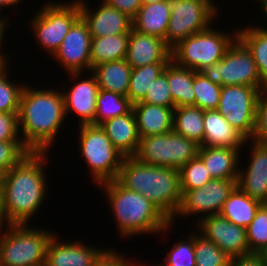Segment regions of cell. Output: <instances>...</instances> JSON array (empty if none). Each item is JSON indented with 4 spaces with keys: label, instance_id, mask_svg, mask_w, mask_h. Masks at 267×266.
Instances as JSON below:
<instances>
[{
    "label": "cell",
    "instance_id": "83f0119b",
    "mask_svg": "<svg viewBox=\"0 0 267 266\" xmlns=\"http://www.w3.org/2000/svg\"><path fill=\"white\" fill-rule=\"evenodd\" d=\"M129 33L92 37L90 48L91 70L104 62L123 60L128 49Z\"/></svg>",
    "mask_w": 267,
    "mask_h": 266
},
{
    "label": "cell",
    "instance_id": "8fae6325",
    "mask_svg": "<svg viewBox=\"0 0 267 266\" xmlns=\"http://www.w3.org/2000/svg\"><path fill=\"white\" fill-rule=\"evenodd\" d=\"M199 145L173 130L160 135L141 137L136 157L159 167L180 169L198 154Z\"/></svg>",
    "mask_w": 267,
    "mask_h": 266
},
{
    "label": "cell",
    "instance_id": "ba28073f",
    "mask_svg": "<svg viewBox=\"0 0 267 266\" xmlns=\"http://www.w3.org/2000/svg\"><path fill=\"white\" fill-rule=\"evenodd\" d=\"M43 5L29 19L28 28L36 43L51 56L61 45L72 24L80 17L78 0L43 1Z\"/></svg>",
    "mask_w": 267,
    "mask_h": 266
},
{
    "label": "cell",
    "instance_id": "d6986e66",
    "mask_svg": "<svg viewBox=\"0 0 267 266\" xmlns=\"http://www.w3.org/2000/svg\"><path fill=\"white\" fill-rule=\"evenodd\" d=\"M78 240H61L55 233L49 241L44 266H94L107 248L85 245Z\"/></svg>",
    "mask_w": 267,
    "mask_h": 266
},
{
    "label": "cell",
    "instance_id": "30bf717a",
    "mask_svg": "<svg viewBox=\"0 0 267 266\" xmlns=\"http://www.w3.org/2000/svg\"><path fill=\"white\" fill-rule=\"evenodd\" d=\"M211 82L220 86L246 85L265 89L260 75L247 47L236 38L227 48L223 58L200 71Z\"/></svg>",
    "mask_w": 267,
    "mask_h": 266
},
{
    "label": "cell",
    "instance_id": "277c9868",
    "mask_svg": "<svg viewBox=\"0 0 267 266\" xmlns=\"http://www.w3.org/2000/svg\"><path fill=\"white\" fill-rule=\"evenodd\" d=\"M116 181L124 188L144 195L170 220L181 204L178 169L146 164L134 156L125 157Z\"/></svg>",
    "mask_w": 267,
    "mask_h": 266
},
{
    "label": "cell",
    "instance_id": "7bdbcfd3",
    "mask_svg": "<svg viewBox=\"0 0 267 266\" xmlns=\"http://www.w3.org/2000/svg\"><path fill=\"white\" fill-rule=\"evenodd\" d=\"M112 248V249H111ZM107 248L100 257L95 261L94 266H143L144 264L137 261V258L134 257V260L124 252H118V249L113 247ZM131 259V260H130ZM133 259V260H132ZM137 261V262H136Z\"/></svg>",
    "mask_w": 267,
    "mask_h": 266
},
{
    "label": "cell",
    "instance_id": "9a60e30c",
    "mask_svg": "<svg viewBox=\"0 0 267 266\" xmlns=\"http://www.w3.org/2000/svg\"><path fill=\"white\" fill-rule=\"evenodd\" d=\"M91 34L80 16L70 27L61 45L51 56L66 74L91 71ZM54 57V58H53Z\"/></svg>",
    "mask_w": 267,
    "mask_h": 266
},
{
    "label": "cell",
    "instance_id": "836d02e7",
    "mask_svg": "<svg viewBox=\"0 0 267 266\" xmlns=\"http://www.w3.org/2000/svg\"><path fill=\"white\" fill-rule=\"evenodd\" d=\"M10 58L5 62L0 64V112L1 113H18L20 98L22 90L25 86V82L11 81L12 76L9 71L12 69L9 68ZM23 82V83H22Z\"/></svg>",
    "mask_w": 267,
    "mask_h": 266
},
{
    "label": "cell",
    "instance_id": "d6a6232c",
    "mask_svg": "<svg viewBox=\"0 0 267 266\" xmlns=\"http://www.w3.org/2000/svg\"><path fill=\"white\" fill-rule=\"evenodd\" d=\"M168 63H155L132 68L127 97L135 104L146 96L149 87L164 72Z\"/></svg>",
    "mask_w": 267,
    "mask_h": 266
},
{
    "label": "cell",
    "instance_id": "484cf974",
    "mask_svg": "<svg viewBox=\"0 0 267 266\" xmlns=\"http://www.w3.org/2000/svg\"><path fill=\"white\" fill-rule=\"evenodd\" d=\"M91 72L96 77L99 89L127 97L132 67L125 59L98 64Z\"/></svg>",
    "mask_w": 267,
    "mask_h": 266
},
{
    "label": "cell",
    "instance_id": "d4e9b609",
    "mask_svg": "<svg viewBox=\"0 0 267 266\" xmlns=\"http://www.w3.org/2000/svg\"><path fill=\"white\" fill-rule=\"evenodd\" d=\"M170 15L171 9L168 0L142 4L137 15L133 18V29L165 40Z\"/></svg>",
    "mask_w": 267,
    "mask_h": 266
},
{
    "label": "cell",
    "instance_id": "5bb4252c",
    "mask_svg": "<svg viewBox=\"0 0 267 266\" xmlns=\"http://www.w3.org/2000/svg\"><path fill=\"white\" fill-rule=\"evenodd\" d=\"M87 73L88 75L86 72L68 73L67 77L71 78L68 79L72 80L68 83L74 84L67 86L68 89L64 88L65 91L62 92L66 117L70 119L68 116L76 115L78 126L94 125L96 100L100 90L94 74L91 71Z\"/></svg>",
    "mask_w": 267,
    "mask_h": 266
},
{
    "label": "cell",
    "instance_id": "bcb514c9",
    "mask_svg": "<svg viewBox=\"0 0 267 266\" xmlns=\"http://www.w3.org/2000/svg\"><path fill=\"white\" fill-rule=\"evenodd\" d=\"M230 266H266L258 253L232 257Z\"/></svg>",
    "mask_w": 267,
    "mask_h": 266
},
{
    "label": "cell",
    "instance_id": "603a6c76",
    "mask_svg": "<svg viewBox=\"0 0 267 266\" xmlns=\"http://www.w3.org/2000/svg\"><path fill=\"white\" fill-rule=\"evenodd\" d=\"M202 146L243 148L246 139L216 109L203 110Z\"/></svg>",
    "mask_w": 267,
    "mask_h": 266
},
{
    "label": "cell",
    "instance_id": "ac0fdd59",
    "mask_svg": "<svg viewBox=\"0 0 267 266\" xmlns=\"http://www.w3.org/2000/svg\"><path fill=\"white\" fill-rule=\"evenodd\" d=\"M86 0H78L80 16L86 22L91 37L130 33L133 19L102 0L96 8ZM90 6V7H89ZM93 7V9H91ZM95 9V10H94Z\"/></svg>",
    "mask_w": 267,
    "mask_h": 266
},
{
    "label": "cell",
    "instance_id": "d590c367",
    "mask_svg": "<svg viewBox=\"0 0 267 266\" xmlns=\"http://www.w3.org/2000/svg\"><path fill=\"white\" fill-rule=\"evenodd\" d=\"M195 107L201 110L217 109L222 86L211 82L200 71L193 70Z\"/></svg>",
    "mask_w": 267,
    "mask_h": 266
},
{
    "label": "cell",
    "instance_id": "5b68a950",
    "mask_svg": "<svg viewBox=\"0 0 267 266\" xmlns=\"http://www.w3.org/2000/svg\"><path fill=\"white\" fill-rule=\"evenodd\" d=\"M31 225L8 224L0 229V266H44L55 230Z\"/></svg>",
    "mask_w": 267,
    "mask_h": 266
},
{
    "label": "cell",
    "instance_id": "8d00e7d4",
    "mask_svg": "<svg viewBox=\"0 0 267 266\" xmlns=\"http://www.w3.org/2000/svg\"><path fill=\"white\" fill-rule=\"evenodd\" d=\"M174 243L164 257L162 263H153L151 266H196L194 251V231L187 233ZM187 237V238H186ZM183 238V239H182Z\"/></svg>",
    "mask_w": 267,
    "mask_h": 266
},
{
    "label": "cell",
    "instance_id": "2e32d148",
    "mask_svg": "<svg viewBox=\"0 0 267 266\" xmlns=\"http://www.w3.org/2000/svg\"><path fill=\"white\" fill-rule=\"evenodd\" d=\"M248 142L251 146H248L250 150L240 152L237 186L252 199L267 204V142L253 139H249ZM243 152L249 153L246 155V158L248 156L250 158L247 160L249 161L247 165L244 162L241 164V158H245L242 156ZM244 164L246 167L243 166Z\"/></svg>",
    "mask_w": 267,
    "mask_h": 266
},
{
    "label": "cell",
    "instance_id": "52a82bcc",
    "mask_svg": "<svg viewBox=\"0 0 267 266\" xmlns=\"http://www.w3.org/2000/svg\"><path fill=\"white\" fill-rule=\"evenodd\" d=\"M213 27L211 25L180 42L171 50V60L180 67L194 71H201L220 61L237 38L238 27L225 32L222 28L220 31Z\"/></svg>",
    "mask_w": 267,
    "mask_h": 266
},
{
    "label": "cell",
    "instance_id": "ab89813d",
    "mask_svg": "<svg viewBox=\"0 0 267 266\" xmlns=\"http://www.w3.org/2000/svg\"><path fill=\"white\" fill-rule=\"evenodd\" d=\"M30 153L22 140L0 142V174L3 175L11 170Z\"/></svg>",
    "mask_w": 267,
    "mask_h": 266
},
{
    "label": "cell",
    "instance_id": "7a4b0ae2",
    "mask_svg": "<svg viewBox=\"0 0 267 266\" xmlns=\"http://www.w3.org/2000/svg\"><path fill=\"white\" fill-rule=\"evenodd\" d=\"M32 86L26 83L21 93L18 112L20 138L31 152L51 153L50 149L67 120L62 90Z\"/></svg>",
    "mask_w": 267,
    "mask_h": 266
},
{
    "label": "cell",
    "instance_id": "4316f807",
    "mask_svg": "<svg viewBox=\"0 0 267 266\" xmlns=\"http://www.w3.org/2000/svg\"><path fill=\"white\" fill-rule=\"evenodd\" d=\"M261 205V202L252 199L236 186L224 202L220 214L231 223L246 229Z\"/></svg>",
    "mask_w": 267,
    "mask_h": 266
},
{
    "label": "cell",
    "instance_id": "7c38bea8",
    "mask_svg": "<svg viewBox=\"0 0 267 266\" xmlns=\"http://www.w3.org/2000/svg\"><path fill=\"white\" fill-rule=\"evenodd\" d=\"M237 180L211 179L201 188L182 192L181 204L170 223L174 225L175 220L179 219L178 217L184 220L191 216L197 219L193 224L195 226L205 217L220 214L224 202L237 186Z\"/></svg>",
    "mask_w": 267,
    "mask_h": 266
},
{
    "label": "cell",
    "instance_id": "8992f818",
    "mask_svg": "<svg viewBox=\"0 0 267 266\" xmlns=\"http://www.w3.org/2000/svg\"><path fill=\"white\" fill-rule=\"evenodd\" d=\"M77 128V151L88 166L93 185L116 180L125 156L115 148L100 125H80Z\"/></svg>",
    "mask_w": 267,
    "mask_h": 266
},
{
    "label": "cell",
    "instance_id": "f907efd6",
    "mask_svg": "<svg viewBox=\"0 0 267 266\" xmlns=\"http://www.w3.org/2000/svg\"><path fill=\"white\" fill-rule=\"evenodd\" d=\"M6 225H8V224L6 223V219L4 217L3 202H2V190L0 188V229Z\"/></svg>",
    "mask_w": 267,
    "mask_h": 266
},
{
    "label": "cell",
    "instance_id": "c3c4849f",
    "mask_svg": "<svg viewBox=\"0 0 267 266\" xmlns=\"http://www.w3.org/2000/svg\"><path fill=\"white\" fill-rule=\"evenodd\" d=\"M260 6V9L259 10H261V12H260V14L262 15L261 16V18L263 17V19H264V17H265V19H267V0H264V1H262L261 3H259V5H258V7ZM265 15V16H264ZM265 21H267V20H265ZM263 25V26H262ZM253 26H255L256 28H259V29H261V30H267V24L266 25H264V24H258V26L257 25H253Z\"/></svg>",
    "mask_w": 267,
    "mask_h": 266
},
{
    "label": "cell",
    "instance_id": "74e56055",
    "mask_svg": "<svg viewBox=\"0 0 267 266\" xmlns=\"http://www.w3.org/2000/svg\"><path fill=\"white\" fill-rule=\"evenodd\" d=\"M179 173L181 192L201 188L212 179L198 156L182 166Z\"/></svg>",
    "mask_w": 267,
    "mask_h": 266
},
{
    "label": "cell",
    "instance_id": "ee69618b",
    "mask_svg": "<svg viewBox=\"0 0 267 266\" xmlns=\"http://www.w3.org/2000/svg\"><path fill=\"white\" fill-rule=\"evenodd\" d=\"M8 140H21L18 113L0 112V142Z\"/></svg>",
    "mask_w": 267,
    "mask_h": 266
},
{
    "label": "cell",
    "instance_id": "1f68e13d",
    "mask_svg": "<svg viewBox=\"0 0 267 266\" xmlns=\"http://www.w3.org/2000/svg\"><path fill=\"white\" fill-rule=\"evenodd\" d=\"M132 110L133 103L128 97L100 89L96 100L94 125H100L108 119L126 115Z\"/></svg>",
    "mask_w": 267,
    "mask_h": 266
},
{
    "label": "cell",
    "instance_id": "9f6ffc18",
    "mask_svg": "<svg viewBox=\"0 0 267 266\" xmlns=\"http://www.w3.org/2000/svg\"><path fill=\"white\" fill-rule=\"evenodd\" d=\"M255 1L258 2V4H259V3H261V2L264 1V0H255ZM259 1H260V2H259Z\"/></svg>",
    "mask_w": 267,
    "mask_h": 266
},
{
    "label": "cell",
    "instance_id": "7402d4cb",
    "mask_svg": "<svg viewBox=\"0 0 267 266\" xmlns=\"http://www.w3.org/2000/svg\"><path fill=\"white\" fill-rule=\"evenodd\" d=\"M100 127L120 153L125 157L135 156L140 136L133 110L126 115L104 121Z\"/></svg>",
    "mask_w": 267,
    "mask_h": 266
},
{
    "label": "cell",
    "instance_id": "e575fe53",
    "mask_svg": "<svg viewBox=\"0 0 267 266\" xmlns=\"http://www.w3.org/2000/svg\"><path fill=\"white\" fill-rule=\"evenodd\" d=\"M196 266H230L231 257L194 229Z\"/></svg>",
    "mask_w": 267,
    "mask_h": 266
},
{
    "label": "cell",
    "instance_id": "6da1fadb",
    "mask_svg": "<svg viewBox=\"0 0 267 266\" xmlns=\"http://www.w3.org/2000/svg\"><path fill=\"white\" fill-rule=\"evenodd\" d=\"M49 158V152H31L1 175L3 212L7 224H30L40 211L49 194L46 178Z\"/></svg>",
    "mask_w": 267,
    "mask_h": 266
},
{
    "label": "cell",
    "instance_id": "e0dca14e",
    "mask_svg": "<svg viewBox=\"0 0 267 266\" xmlns=\"http://www.w3.org/2000/svg\"><path fill=\"white\" fill-rule=\"evenodd\" d=\"M200 234L215 243L229 257L250 254L246 229L231 223L221 214H214L195 225Z\"/></svg>",
    "mask_w": 267,
    "mask_h": 266
},
{
    "label": "cell",
    "instance_id": "cb8c5ba5",
    "mask_svg": "<svg viewBox=\"0 0 267 266\" xmlns=\"http://www.w3.org/2000/svg\"><path fill=\"white\" fill-rule=\"evenodd\" d=\"M140 138L165 134L173 130L174 107H161L143 102L133 104Z\"/></svg>",
    "mask_w": 267,
    "mask_h": 266
},
{
    "label": "cell",
    "instance_id": "f6af8a7d",
    "mask_svg": "<svg viewBox=\"0 0 267 266\" xmlns=\"http://www.w3.org/2000/svg\"><path fill=\"white\" fill-rule=\"evenodd\" d=\"M103 2L114 6L120 12L129 15L132 19L137 15L142 3L141 0H102Z\"/></svg>",
    "mask_w": 267,
    "mask_h": 266
},
{
    "label": "cell",
    "instance_id": "f546056e",
    "mask_svg": "<svg viewBox=\"0 0 267 266\" xmlns=\"http://www.w3.org/2000/svg\"><path fill=\"white\" fill-rule=\"evenodd\" d=\"M237 38L251 52L256 63L260 80L267 88V30L251 26H241L237 30Z\"/></svg>",
    "mask_w": 267,
    "mask_h": 266
},
{
    "label": "cell",
    "instance_id": "7dc6e473",
    "mask_svg": "<svg viewBox=\"0 0 267 266\" xmlns=\"http://www.w3.org/2000/svg\"><path fill=\"white\" fill-rule=\"evenodd\" d=\"M2 12V13H1ZM6 12L4 13L2 11V8L0 7V35L4 38H5V34L8 33L7 30H8V27L10 26V18H8V14H6L7 16H5Z\"/></svg>",
    "mask_w": 267,
    "mask_h": 266
},
{
    "label": "cell",
    "instance_id": "ffe728a7",
    "mask_svg": "<svg viewBox=\"0 0 267 266\" xmlns=\"http://www.w3.org/2000/svg\"><path fill=\"white\" fill-rule=\"evenodd\" d=\"M125 60L132 68L155 63H169L171 61V49L166 45L164 39L132 29L129 33Z\"/></svg>",
    "mask_w": 267,
    "mask_h": 266
},
{
    "label": "cell",
    "instance_id": "9c48e42d",
    "mask_svg": "<svg viewBox=\"0 0 267 266\" xmlns=\"http://www.w3.org/2000/svg\"><path fill=\"white\" fill-rule=\"evenodd\" d=\"M168 3L171 15L165 42L171 50L187 37L214 25L222 14H219L221 8L210 0H168Z\"/></svg>",
    "mask_w": 267,
    "mask_h": 266
},
{
    "label": "cell",
    "instance_id": "60d3db41",
    "mask_svg": "<svg viewBox=\"0 0 267 266\" xmlns=\"http://www.w3.org/2000/svg\"><path fill=\"white\" fill-rule=\"evenodd\" d=\"M161 107H174L173 98L167 81V66L164 72L149 87L146 96L141 101Z\"/></svg>",
    "mask_w": 267,
    "mask_h": 266
},
{
    "label": "cell",
    "instance_id": "4dcf8cb0",
    "mask_svg": "<svg viewBox=\"0 0 267 266\" xmlns=\"http://www.w3.org/2000/svg\"><path fill=\"white\" fill-rule=\"evenodd\" d=\"M173 131L202 146L204 135L203 110L195 106L175 107Z\"/></svg>",
    "mask_w": 267,
    "mask_h": 266
},
{
    "label": "cell",
    "instance_id": "b9f144b4",
    "mask_svg": "<svg viewBox=\"0 0 267 266\" xmlns=\"http://www.w3.org/2000/svg\"><path fill=\"white\" fill-rule=\"evenodd\" d=\"M253 140L267 142V88L259 93Z\"/></svg>",
    "mask_w": 267,
    "mask_h": 266
},
{
    "label": "cell",
    "instance_id": "3957f363",
    "mask_svg": "<svg viewBox=\"0 0 267 266\" xmlns=\"http://www.w3.org/2000/svg\"><path fill=\"white\" fill-rule=\"evenodd\" d=\"M104 192L114 217L121 239L171 231L170 219L144 195L130 191L116 180L106 181L97 186ZM135 236V237H134Z\"/></svg>",
    "mask_w": 267,
    "mask_h": 266
},
{
    "label": "cell",
    "instance_id": "11a10c76",
    "mask_svg": "<svg viewBox=\"0 0 267 266\" xmlns=\"http://www.w3.org/2000/svg\"><path fill=\"white\" fill-rule=\"evenodd\" d=\"M210 1L213 2L217 7L219 6V5L216 4L215 0H210Z\"/></svg>",
    "mask_w": 267,
    "mask_h": 266
},
{
    "label": "cell",
    "instance_id": "f1b7e54d",
    "mask_svg": "<svg viewBox=\"0 0 267 266\" xmlns=\"http://www.w3.org/2000/svg\"><path fill=\"white\" fill-rule=\"evenodd\" d=\"M167 81L174 108L195 106L193 70L176 65L172 60L167 65Z\"/></svg>",
    "mask_w": 267,
    "mask_h": 266
},
{
    "label": "cell",
    "instance_id": "f5cc1de1",
    "mask_svg": "<svg viewBox=\"0 0 267 266\" xmlns=\"http://www.w3.org/2000/svg\"><path fill=\"white\" fill-rule=\"evenodd\" d=\"M258 254L261 256L262 261L264 262V264L267 266V245L262 248Z\"/></svg>",
    "mask_w": 267,
    "mask_h": 266
},
{
    "label": "cell",
    "instance_id": "816d5d0a",
    "mask_svg": "<svg viewBox=\"0 0 267 266\" xmlns=\"http://www.w3.org/2000/svg\"><path fill=\"white\" fill-rule=\"evenodd\" d=\"M4 41H5L4 38L0 35V64L5 62L8 58H10L8 56L10 54L5 53V51H3L4 49H2L3 44L5 43Z\"/></svg>",
    "mask_w": 267,
    "mask_h": 266
},
{
    "label": "cell",
    "instance_id": "4fadbf2b",
    "mask_svg": "<svg viewBox=\"0 0 267 266\" xmlns=\"http://www.w3.org/2000/svg\"><path fill=\"white\" fill-rule=\"evenodd\" d=\"M259 88L246 85H230L221 88L217 111L246 139L255 132L256 107Z\"/></svg>",
    "mask_w": 267,
    "mask_h": 266
},
{
    "label": "cell",
    "instance_id": "44dd1931",
    "mask_svg": "<svg viewBox=\"0 0 267 266\" xmlns=\"http://www.w3.org/2000/svg\"><path fill=\"white\" fill-rule=\"evenodd\" d=\"M199 146L197 156L203 161L212 179H238L240 152L246 148Z\"/></svg>",
    "mask_w": 267,
    "mask_h": 266
},
{
    "label": "cell",
    "instance_id": "f35d334b",
    "mask_svg": "<svg viewBox=\"0 0 267 266\" xmlns=\"http://www.w3.org/2000/svg\"><path fill=\"white\" fill-rule=\"evenodd\" d=\"M251 253H258L267 245V204H262L250 225L246 228Z\"/></svg>",
    "mask_w": 267,
    "mask_h": 266
},
{
    "label": "cell",
    "instance_id": "db71d44e",
    "mask_svg": "<svg viewBox=\"0 0 267 266\" xmlns=\"http://www.w3.org/2000/svg\"><path fill=\"white\" fill-rule=\"evenodd\" d=\"M164 0H141L142 4H151V3H158Z\"/></svg>",
    "mask_w": 267,
    "mask_h": 266
},
{
    "label": "cell",
    "instance_id": "681fc988",
    "mask_svg": "<svg viewBox=\"0 0 267 266\" xmlns=\"http://www.w3.org/2000/svg\"><path fill=\"white\" fill-rule=\"evenodd\" d=\"M24 3L22 2V0H0V7L2 8V10H8L9 8H12L15 6L18 7L19 4ZM8 8V9H6Z\"/></svg>",
    "mask_w": 267,
    "mask_h": 266
}]
</instances>
